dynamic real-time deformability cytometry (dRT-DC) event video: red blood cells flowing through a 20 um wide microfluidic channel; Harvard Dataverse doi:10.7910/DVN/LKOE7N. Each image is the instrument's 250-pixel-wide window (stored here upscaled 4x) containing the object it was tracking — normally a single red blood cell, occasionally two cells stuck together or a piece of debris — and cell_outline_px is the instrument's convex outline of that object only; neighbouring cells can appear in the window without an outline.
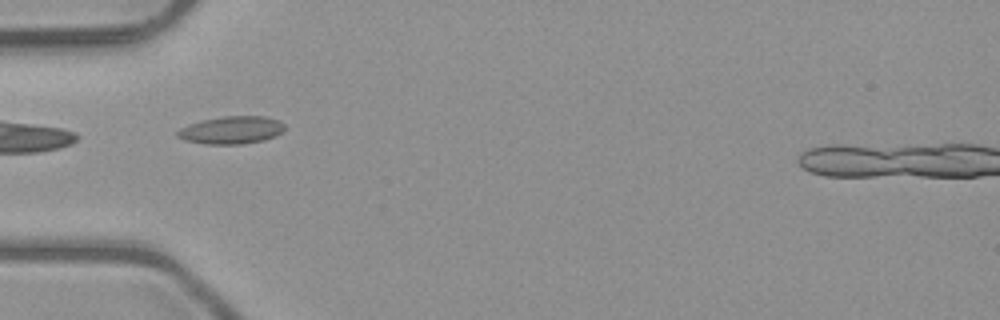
{"species": "common noctule bat (a hibernating species)", "species_latin": "Nyctalus noctula", "temperature_condition": "room temperature", "stored_images_in_passage": 36, "camera_frame_rate_fps": 3000, "um_per_image_px": 0.085, "animal": {"sex": "male", "body_mass_g": 23.1, "forearm_length_mm": 52.7}, "frame": {"image": 1, "passage_image": 1, "time_ms": 0.0, "image_size_px": [1000, 320], "cell_outline_px": [[284, 128], [276, 136], [264, 140], [240, 144], [204, 144], [184, 140], [176, 136], [176, 132], [180, 128], [188, 124], [200, 120], [224, 116], [264, 116], [276, 120], [284, 124]], "centroid_in_image_um": [19.62, 11.06], "position_along_channel_um": 65.4, "area_um2": 17.28}}
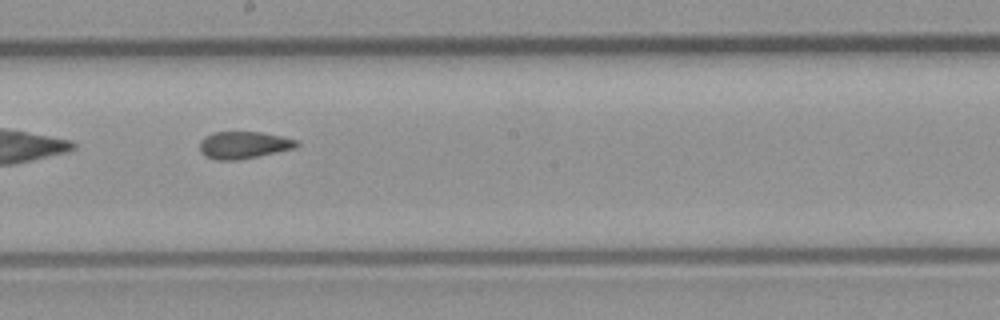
{"frame": {"image": 2, "passage_image": 13, "time_ms": 4.0, "image_size_px": [1000, 320], "cell_outline_px": [[300, 144], [296, 148], [240, 160], [216, 160], [204, 156], [200, 152], [200, 140], [212, 132], [260, 132], [280, 136], [296, 140]], "centroid_in_image_um": [20.69, 12.34], "position_along_channel_um": 227.5, "area_um2": 15.43}}
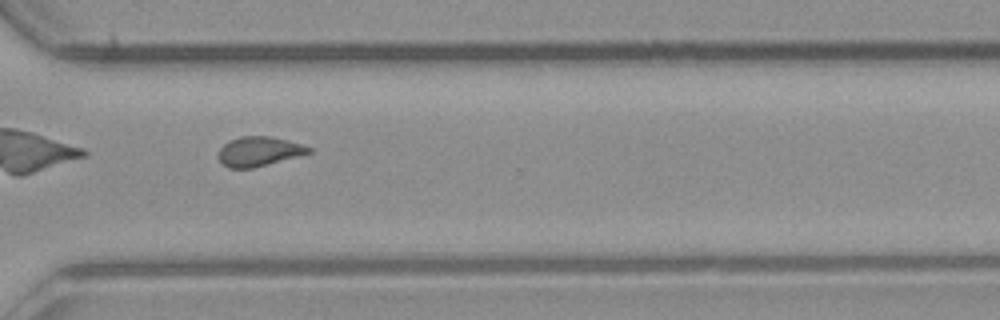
{"frame": {"image": 3, "passage_image": 22, "time_ms": 7.0, "image_size_px": [1000, 320], "cell_outline_px": [[312, 152], [268, 164], [252, 168], [228, 168], [220, 160], [220, 148], [224, 144], [240, 136], [272, 136], [300, 144], [312, 148]], "centroid_in_image_um": [22.02, 12.86], "position_along_channel_um": 348.6, "area_um2": 15.2}}